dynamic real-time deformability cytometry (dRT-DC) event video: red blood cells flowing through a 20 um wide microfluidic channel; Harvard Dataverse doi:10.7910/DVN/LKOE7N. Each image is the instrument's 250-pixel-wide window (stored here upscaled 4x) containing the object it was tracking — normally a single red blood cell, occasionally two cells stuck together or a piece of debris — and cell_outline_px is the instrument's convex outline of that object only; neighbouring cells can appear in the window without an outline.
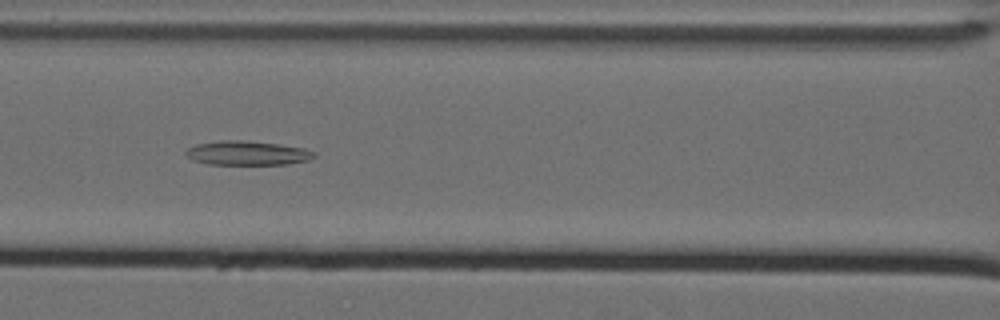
{"species": "Egyptian fruit bat (a non-hibernating species)", "species_latin": "Rousettus aegyptiacus", "temperature_condition": "cold", "stored_images_in_passage": 51, "camera_frame_rate_fps": 3000, "um_per_image_px": 0.085, "animal": {"sex": "female"}, "frame": {"image": 1, "passage_image": 19, "time_ms": 6.0, "image_size_px": [1000, 320], "cell_outline_px": [[316, 156], [308, 160], [288, 164], [208, 164], [192, 160], [184, 152], [188, 148], [196, 144], [220, 140], [244, 140], [276, 144], [304, 148], [316, 152]], "centroid_in_image_um": [21.01, 13.01], "position_along_channel_um": 145.6, "area_um2": 18.03}}
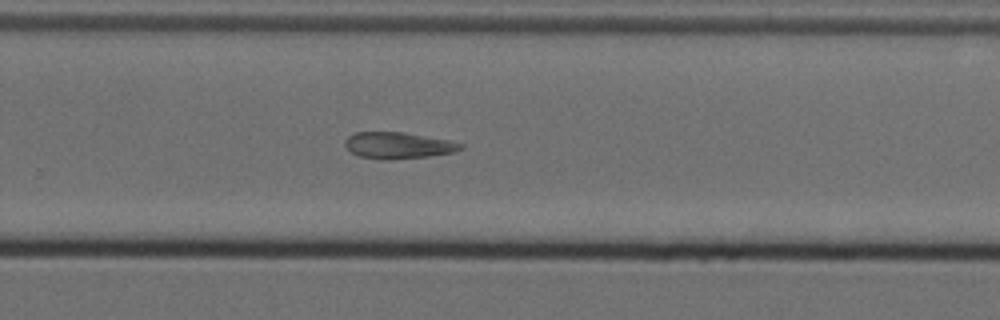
{"frame": {"image": 2, "passage_image": 32, "time_ms": 10.333, "image_size_px": [1000, 320], "cell_outline_px": [[464, 148], [456, 152], [428, 156], [392, 160], [380, 160], [360, 156], [352, 152], [344, 144], [344, 140], [348, 136], [356, 132], [404, 132], [448, 140], [464, 144]], "centroid_in_image_um": [33.86, 12.36], "position_along_channel_um": 295.9, "area_um2": 17.92}}
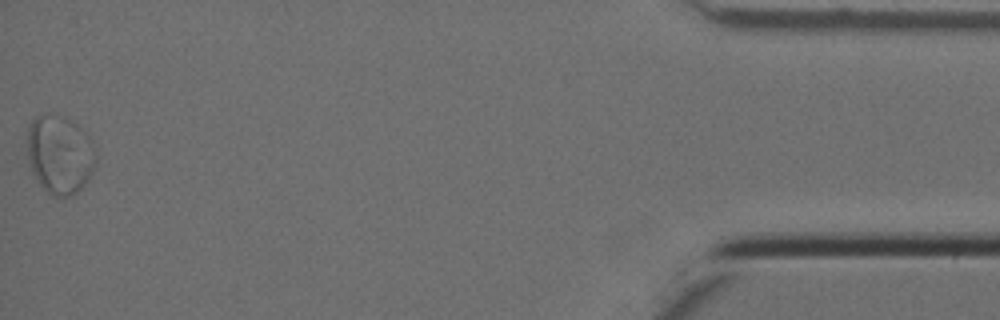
{"frame": {"image": 3, "passage_image": 50, "time_ms": 16.333, "image_size_px": [1000, 320], "cell_outline_px": [[96, 164], [92, 172], [84, 184], [76, 192], [68, 196], [52, 196], [36, 180], [32, 172], [28, 160], [28, 128], [32, 120], [36, 116], [48, 112], [64, 116], [72, 120], [76, 124], [96, 148]], "centroid_in_image_um": [5.07, 13.11], "position_along_channel_um": 430.1, "area_um2": 31.44}}